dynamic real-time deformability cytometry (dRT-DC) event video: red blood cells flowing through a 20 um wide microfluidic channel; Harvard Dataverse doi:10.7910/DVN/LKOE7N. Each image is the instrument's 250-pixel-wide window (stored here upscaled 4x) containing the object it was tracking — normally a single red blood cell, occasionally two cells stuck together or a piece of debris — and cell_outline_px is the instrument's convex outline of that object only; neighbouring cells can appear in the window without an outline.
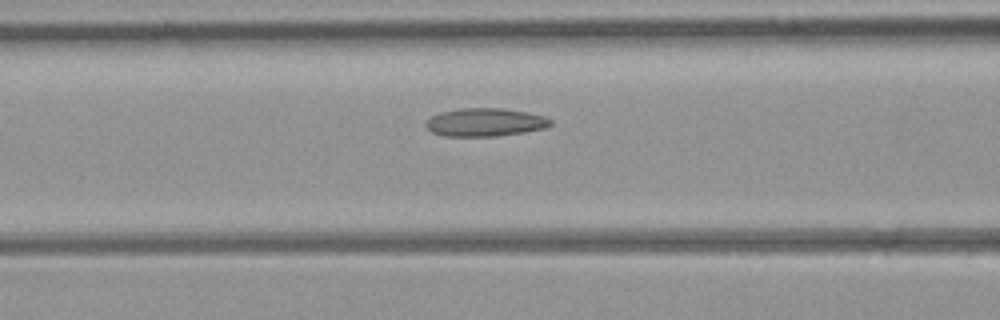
{"species": "common noctule bat (a hibernating species)", "species_latin": "Nyctalus noctula", "temperature_condition": "room temperature", "stored_images_in_passage": 6, "segment_of_instrument_passage": [2, 2], "camera_frame_rate_fps": 3000, "um_per_image_px": 0.085, "animal": {"sex": "female", "body_mass_g": 21.9}, "frame": {"image": 1, "passage_image": 6, "time_ms": 5.667, "image_size_px": [1000, 320], "cell_outline_px": [[552, 124], [544, 128], [524, 132], [496, 136], [444, 136], [432, 132], [424, 124], [432, 116], [440, 112], [460, 108], [500, 108], [528, 112], [544, 116], [552, 120]], "centroid_in_image_um": [41.24, 10.39], "position_along_channel_um": 125.4, "area_um2": 20.4}}